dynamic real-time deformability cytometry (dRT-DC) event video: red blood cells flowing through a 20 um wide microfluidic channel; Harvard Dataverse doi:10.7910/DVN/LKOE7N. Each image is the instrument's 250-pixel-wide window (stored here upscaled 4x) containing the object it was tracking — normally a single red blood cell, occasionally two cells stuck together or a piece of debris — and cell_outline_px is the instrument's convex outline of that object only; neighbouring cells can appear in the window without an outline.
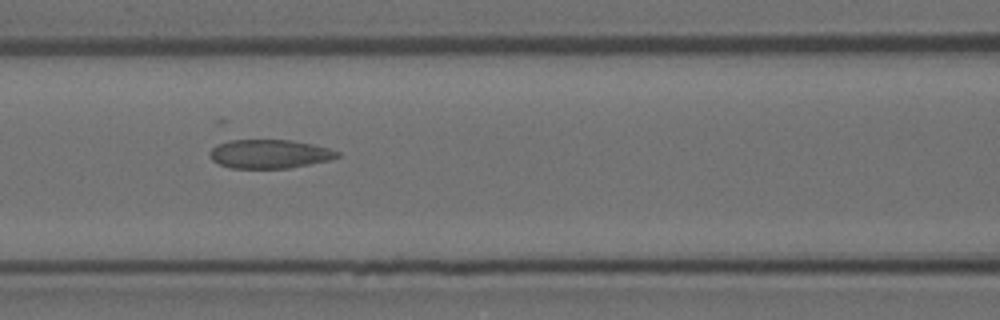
{"species": "Egyptian fruit bat (a non-hibernating species)", "species_latin": "Rousettus aegyptiacus", "temperature_condition": "room temperature", "stored_images_in_passage": 13, "camera_frame_rate_fps": 3000, "um_per_image_px": 0.085, "animal": {"sex": "female"}, "frame": {"image": 1, "passage_image": 5, "time_ms": 1.333, "image_size_px": [1000, 320], "cell_outline_px": [[340, 156], [328, 160], [288, 168], [232, 168], [220, 164], [212, 160], [208, 152], [216, 144], [228, 140], [292, 140], [312, 144], [328, 148], [340, 152]], "centroid_in_image_um": [22.88, 13.07], "position_along_channel_um": 143.7, "area_um2": 21.33}}
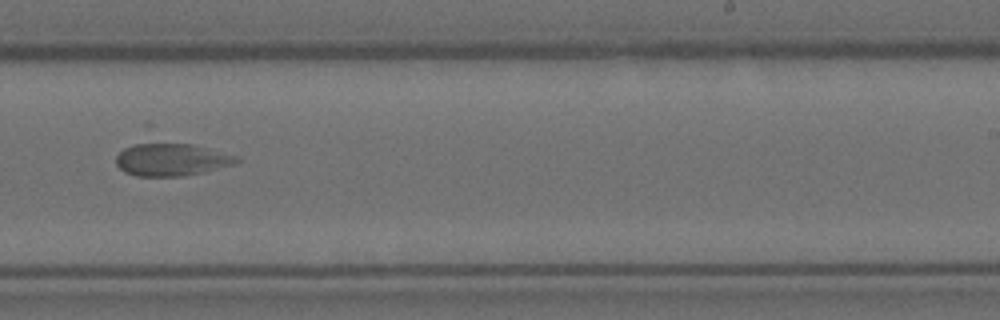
{"frame": {"image": 2, "passage_image": 8, "time_ms": 2.333, "image_size_px": [1000, 320], "cell_outline_px": [[244, 160], [236, 164], [204, 172], [184, 176], [136, 176], [124, 172], [116, 164], [116, 156], [124, 148], [144, 140], [152, 140], [192, 144], [240, 156]], "centroid_in_image_um": [14.59, 13.52], "position_along_channel_um": 274.4, "area_um2": 23.87}}
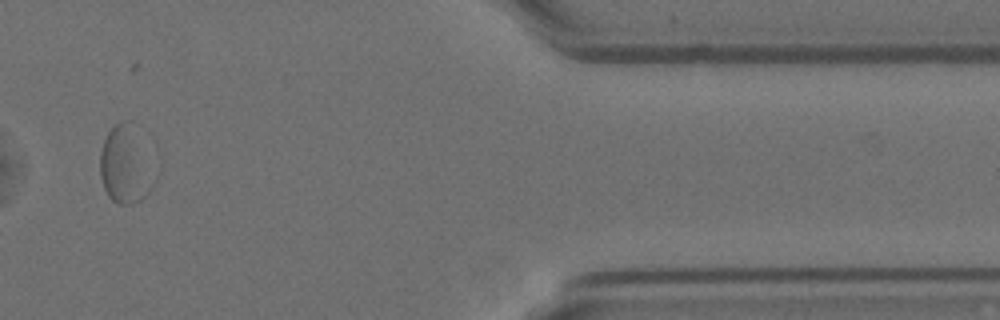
{"frame": {"image": 3, "passage_image": 12, "time_ms": 3.667, "image_size_px": [1000, 320], "cell_outline_px": [[148, 192], [140, 200], [132, 204], [120, 204], [112, 200], [108, 196], [104, 188], [100, 176], [100, 152], [104, 140], [112, 124], [124, 120], [128, 120], [148, 188]], "centroid_in_image_um": [10.37, 14.11], "position_along_channel_um": 401.0, "area_um2": 20.75}}